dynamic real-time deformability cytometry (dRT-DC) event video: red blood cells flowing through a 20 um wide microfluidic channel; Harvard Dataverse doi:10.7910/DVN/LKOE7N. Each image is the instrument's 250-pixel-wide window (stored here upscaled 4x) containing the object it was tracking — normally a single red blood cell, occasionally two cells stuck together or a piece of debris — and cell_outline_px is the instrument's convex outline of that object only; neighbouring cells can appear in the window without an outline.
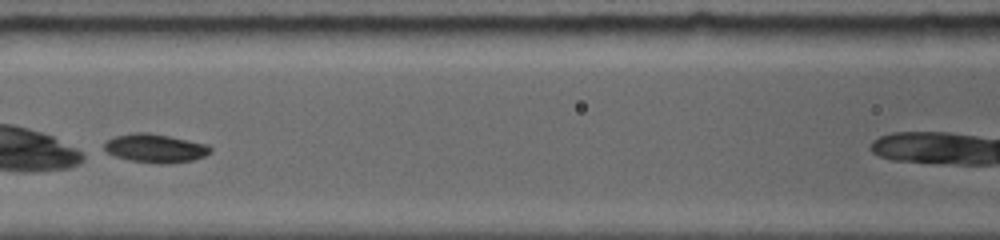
{"species": "common noctule bat (a hibernating species)", "species_latin": "Nyctalus noctula", "temperature_condition": "room temperature", "stored_images_in_passage": 8, "camera_frame_rate_fps": 5000, "um_per_image_px": 0.085, "animal": {"sex": "female", "body_mass_g": 19.0, "forearm_length_mm": 56.7}, "frame": {"image": 1, "passage_image": 6, "time_ms": 2.4, "image_size_px": [1000, 240], "cell_outline_px": [[212, 152], [204, 156], [192, 160], [168, 164], [156, 164], [128, 160], [116, 156], [108, 152], [104, 148], [104, 144], [108, 140], [116, 136], [168, 136], [204, 144], [212, 148]], "centroid_in_image_um": [13.26, 12.68], "position_along_channel_um": 153.3, "area_um2": 16.59}}
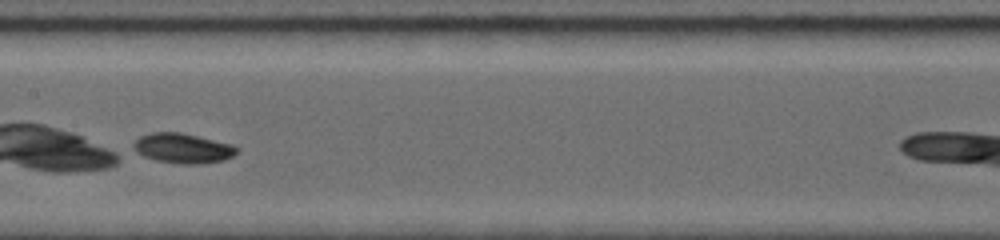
{"frame": {"image": 2, "passage_image": 8, "time_ms": 3.4, "image_size_px": [1000, 240], "cell_outline_px": [[236, 152], [232, 156], [224, 160], [200, 164], [180, 164], [156, 160], [144, 156], [136, 152], [136, 140], [140, 136], [152, 132], [176, 132], [196, 136], [232, 144], [236, 148]], "centroid_in_image_um": [15.54, 12.61], "position_along_channel_um": 191.9, "area_um2": 17.57}}